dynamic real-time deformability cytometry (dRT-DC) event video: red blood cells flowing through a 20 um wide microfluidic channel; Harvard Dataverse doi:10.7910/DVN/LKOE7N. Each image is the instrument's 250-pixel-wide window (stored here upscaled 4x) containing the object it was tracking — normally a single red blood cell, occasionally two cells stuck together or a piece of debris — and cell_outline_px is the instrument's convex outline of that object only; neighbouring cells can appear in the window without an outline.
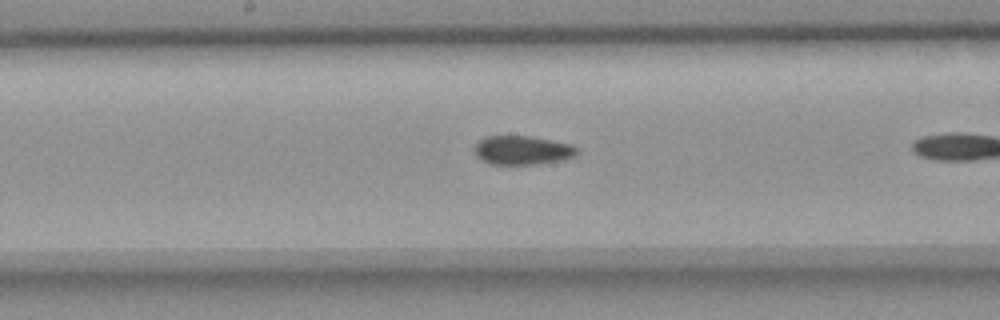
{"species": "common noctule bat (a hibernating species)", "species_latin": "Nyctalus noctula", "temperature_condition": "room temperature", "stored_images_in_passage": 7, "camera_frame_rate_fps": 3000, "um_per_image_px": 0.085, "animal": {"sex": "female", "body_mass_g": 18.4}, "frame": {"image": 1, "passage_image": 6, "time_ms": 1.667, "image_size_px": [1000, 320], "cell_outline_px": [[580, 152], [576, 156], [564, 160], [536, 164], [488, 164], [480, 160], [476, 156], [476, 144], [484, 136], [532, 136], [572, 144]], "centroid_in_image_um": [44.44, 12.77], "position_along_channel_um": 203.8, "area_um2": 17.46}}